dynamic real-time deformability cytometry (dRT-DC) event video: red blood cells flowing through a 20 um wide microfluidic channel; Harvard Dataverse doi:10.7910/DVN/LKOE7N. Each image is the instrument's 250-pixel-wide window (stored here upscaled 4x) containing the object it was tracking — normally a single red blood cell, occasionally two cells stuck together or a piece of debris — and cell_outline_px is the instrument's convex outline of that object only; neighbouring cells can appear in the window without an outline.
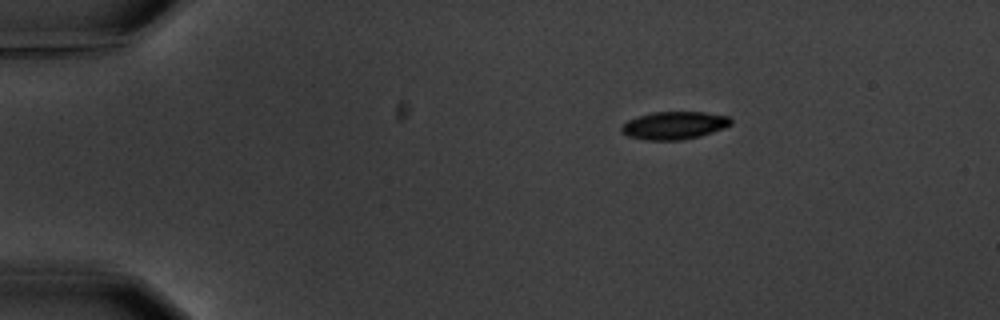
{"species": "common noctule bat (a hibernating species)", "species_latin": "Nyctalus noctula", "temperature_condition": "warm", "stored_images_in_passage": 3, "camera_frame_rate_fps": 3000, "um_per_image_px": 0.085, "animal": {"sex": "male", "body_mass_g": 20.1, "forearm_length_mm": 53.5}, "frame": {"image": 1, "passage_image": 1, "time_ms": 0.0, "image_size_px": [1000, 320], "cell_outline_px": [[732, 124], [724, 128], [700, 136], [680, 140], [648, 140], [628, 136], [620, 132], [620, 128], [628, 120], [652, 112], [704, 112], [728, 116], [732, 120]], "centroid_in_image_um": [57.31, 10.66], "position_along_channel_um": 27.7, "area_um2": 17.63}}